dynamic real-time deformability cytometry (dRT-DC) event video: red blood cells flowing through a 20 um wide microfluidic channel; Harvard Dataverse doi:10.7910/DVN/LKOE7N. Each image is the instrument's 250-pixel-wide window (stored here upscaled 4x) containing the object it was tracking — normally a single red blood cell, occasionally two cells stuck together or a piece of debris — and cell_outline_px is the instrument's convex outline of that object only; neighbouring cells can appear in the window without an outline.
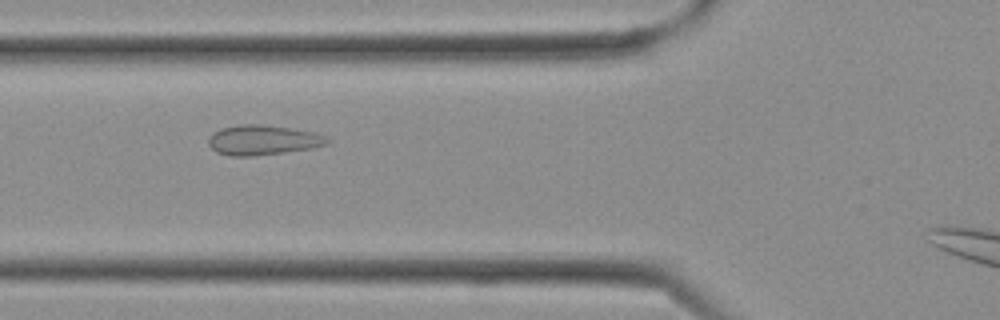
{"species": "Egyptian fruit bat (a non-hibernating species)", "species_latin": "Rousettus aegyptiacus", "temperature_condition": "cold", "stored_images_in_passage": 23, "camera_frame_rate_fps": 3000, "um_per_image_px": 0.085, "frame": {"image": 1, "passage_image": 6, "time_ms": 1.667, "image_size_px": [1000, 320], "cell_outline_px": [[332, 140], [324, 144], [312, 148], [284, 152], [252, 156], [228, 156], [216, 152], [208, 144], [208, 136], [212, 132], [220, 128], [240, 124], [260, 124], [292, 128], [316, 132], [328, 136]], "centroid_in_image_um": [22.33, 11.89], "position_along_channel_um": 103.5, "area_um2": 20.98}}
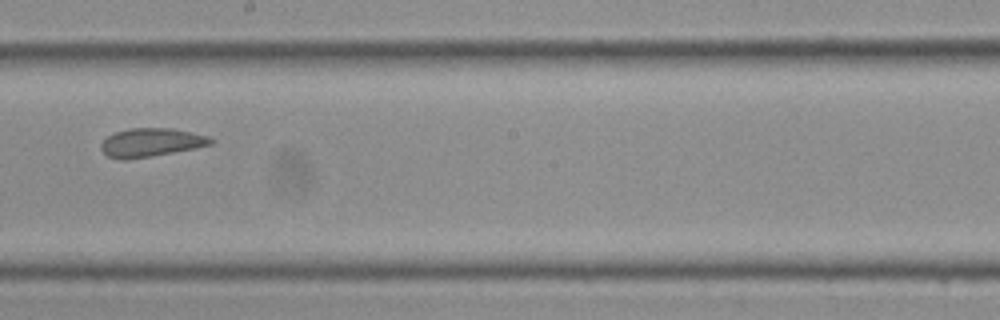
{"frame": {"image": 2, "passage_image": 12, "time_ms": 3.667, "image_size_px": [1000, 320], "cell_outline_px": [[216, 140], [212, 144], [196, 148], [152, 156], [124, 160], [120, 160], [108, 156], [100, 148], [100, 144], [108, 136], [116, 132], [128, 128], [172, 128], [208, 136]], "centroid_in_image_um": [12.85, 12.11], "position_along_channel_um": 235.4, "area_um2": 18.26}}
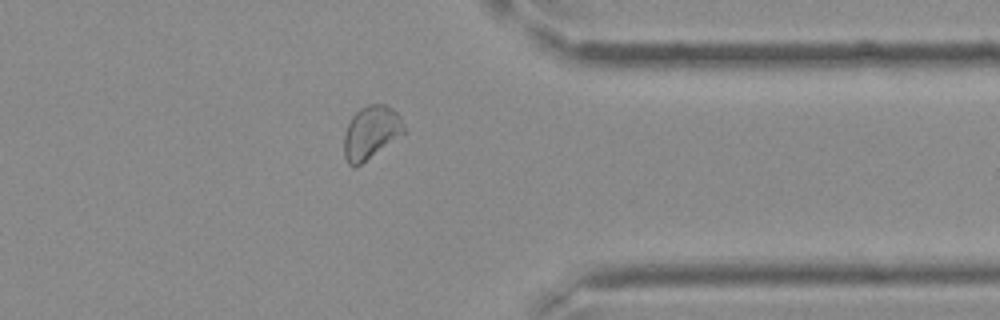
{"frame": {"image": 3, "passage_image": 19, "time_ms": 6.0, "image_size_px": [1000, 320], "cell_outline_px": [[404, 132], [356, 168], [352, 168], [348, 164], [344, 156], [344, 136], [348, 124], [352, 116], [360, 108], [368, 104], [384, 104], [392, 108], [400, 116], [404, 128]], "centroid_in_image_um": [31.49, 11.27], "position_along_channel_um": 379.9, "area_um2": 18.32}}